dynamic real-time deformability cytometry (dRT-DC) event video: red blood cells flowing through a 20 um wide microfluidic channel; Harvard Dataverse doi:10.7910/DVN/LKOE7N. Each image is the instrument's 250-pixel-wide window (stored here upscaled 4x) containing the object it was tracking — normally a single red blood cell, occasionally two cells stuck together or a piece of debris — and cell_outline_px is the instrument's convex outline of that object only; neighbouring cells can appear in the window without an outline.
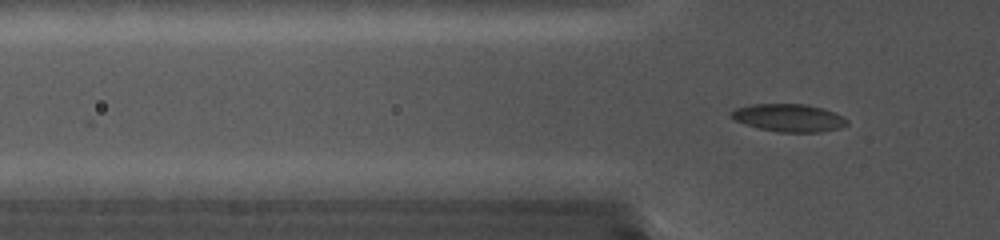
{"species": "common noctule bat (a hibernating species)", "species_latin": "Nyctalus noctula", "temperature_condition": "cold", "stored_images_in_passage": 48, "camera_frame_rate_fps": 5000, "um_per_image_px": 0.085, "animal": {"sex": "female", "body_mass_g": 19.0, "forearm_length_mm": 56.7}, "frame": {"image": 1, "passage_image": 2, "time_ms": 0.2, "image_size_px": [1000, 240], "cell_outline_px": [[848, 124], [840, 128], [820, 132], [780, 132], [760, 128], [736, 120], [728, 112], [736, 108], [752, 104], [804, 104], [824, 108], [836, 112], [844, 116], [848, 120]], "centroid_in_image_um": [67.12, 10.0], "position_along_channel_um": 58.7, "area_um2": 18.67}}
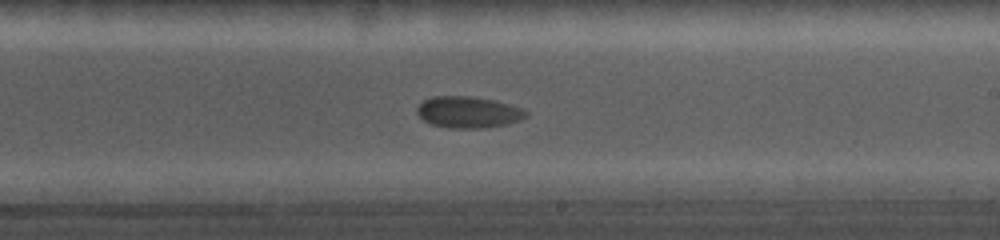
{"frame": {"image": 2, "passage_image": 29, "time_ms": 5.6, "image_size_px": [1000, 240], "cell_outline_px": [[528, 116], [520, 120], [508, 124], [484, 128], [448, 128], [432, 124], [424, 120], [416, 112], [416, 108], [424, 100], [432, 96], [472, 96], [496, 100], [524, 108], [528, 112]], "centroid_in_image_um": [39.85, 9.53], "position_along_channel_um": 249.2, "area_um2": 20.23}}
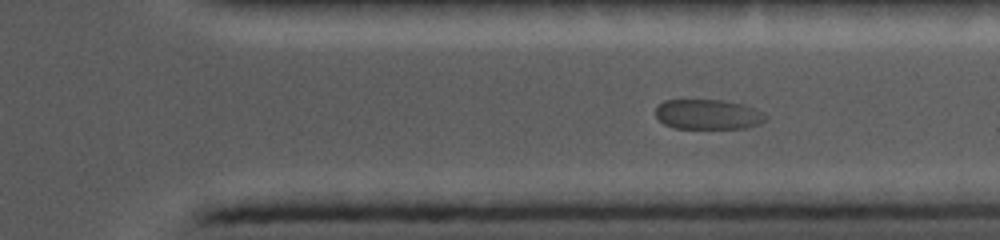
{"frame": {"image": 3, "passage_image": 43, "time_ms": 8.4, "image_size_px": [1000, 240], "cell_outline_px": [[768, 120], [760, 124], [748, 128], [676, 128], [664, 124], [656, 116], [656, 104], [664, 100], [724, 100], [744, 104], [768, 116]], "centroid_in_image_um": [60.19, 9.72], "position_along_channel_um": 351.2, "area_um2": 19.36}}